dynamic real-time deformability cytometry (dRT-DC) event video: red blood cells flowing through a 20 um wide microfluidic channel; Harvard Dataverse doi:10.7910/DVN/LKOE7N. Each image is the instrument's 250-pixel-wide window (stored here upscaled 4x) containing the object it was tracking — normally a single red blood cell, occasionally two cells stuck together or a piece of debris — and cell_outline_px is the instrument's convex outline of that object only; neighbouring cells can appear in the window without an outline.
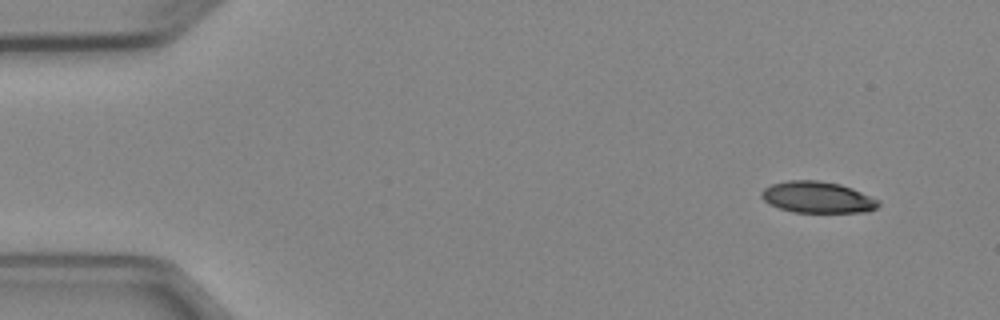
{"species": "Egyptian fruit bat (a non-hibernating species)", "species_latin": "Rousettus aegyptiacus", "temperature_condition": "cold", "stored_images_in_passage": 4, "camera_frame_rate_fps": 3000, "um_per_image_px": 0.085, "animal": {"sex": "female"}, "frame": {"image": 1, "passage_image": 1, "time_ms": 0.0, "image_size_px": [1000, 320], "cell_outline_px": [[880, 204], [876, 208], [868, 212], [792, 212], [768, 204], [760, 196], [760, 192], [764, 188], [772, 184], [788, 180], [820, 180], [840, 184], [852, 188], [880, 200]], "centroid_in_image_um": [69.48, 16.76], "position_along_channel_um": 15.5, "area_um2": 21.56}}
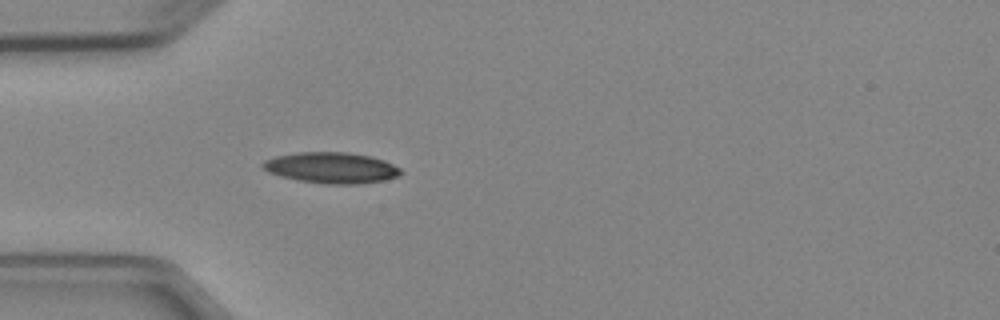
{"frame": {"image": 2, "passage_image": 4, "time_ms": 3.667, "image_size_px": [1000, 320], "cell_outline_px": [[400, 176], [384, 180], [360, 184], [328, 184], [300, 180], [280, 176], [268, 172], [260, 164], [264, 160], [276, 156], [296, 152], [348, 152], [372, 156], [384, 160], [400, 168]], "centroid_in_image_um": [28.17, 14.25], "position_along_channel_um": 56.8, "area_um2": 24.91}}